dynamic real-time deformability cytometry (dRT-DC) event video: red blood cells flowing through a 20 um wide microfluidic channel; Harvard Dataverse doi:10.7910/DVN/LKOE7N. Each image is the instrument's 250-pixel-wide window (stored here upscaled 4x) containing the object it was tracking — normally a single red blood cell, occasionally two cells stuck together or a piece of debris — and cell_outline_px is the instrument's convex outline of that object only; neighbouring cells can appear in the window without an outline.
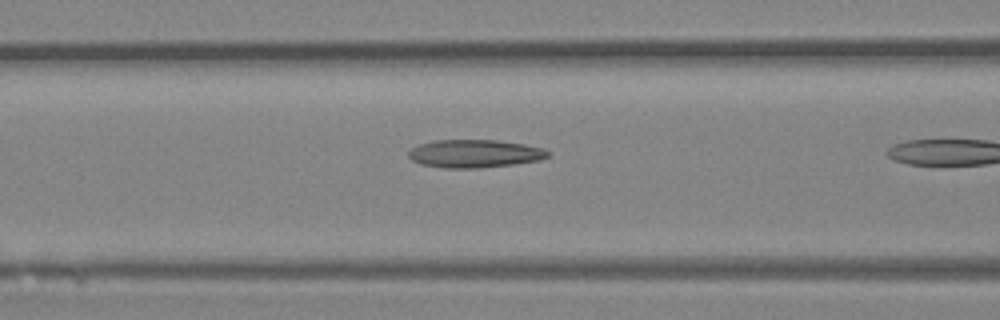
{"species": "Egyptian fruit bat (a non-hibernating species)", "species_latin": "Rousettus aegyptiacus", "temperature_condition": "room temperature", "stored_images_in_passage": 7, "camera_frame_rate_fps": 3000, "um_per_image_px": 0.085, "animal": {"sex": "female"}, "frame": {"image": 1, "passage_image": 6, "time_ms": 1.667, "image_size_px": [1000, 320], "cell_outline_px": [[552, 152], [548, 156], [540, 160], [512, 164], [480, 168], [444, 168], [420, 164], [412, 160], [408, 156], [408, 152], [412, 148], [420, 144], [436, 140], [496, 140], [524, 144], [544, 148]], "centroid_in_image_um": [40.36, 13.06], "position_along_channel_um": 126.2, "area_um2": 22.77}}